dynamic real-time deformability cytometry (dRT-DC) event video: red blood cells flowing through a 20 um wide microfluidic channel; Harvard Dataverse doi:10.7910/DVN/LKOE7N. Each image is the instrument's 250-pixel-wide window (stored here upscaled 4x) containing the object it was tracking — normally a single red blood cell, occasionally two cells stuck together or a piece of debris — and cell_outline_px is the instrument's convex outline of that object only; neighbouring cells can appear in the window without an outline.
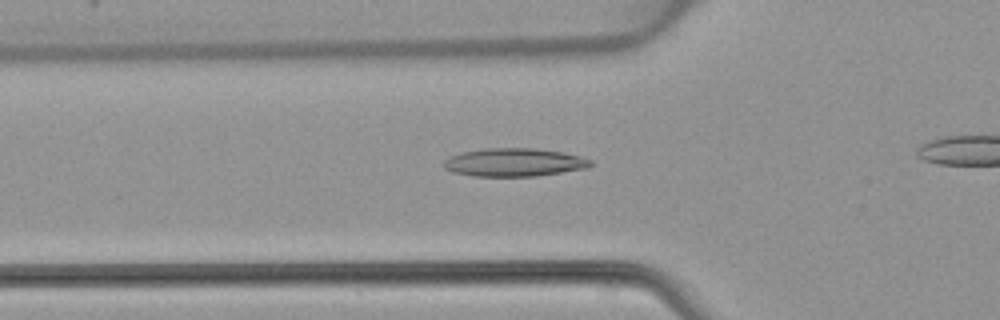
{"species": "common noctule bat (a hibernating species)", "species_latin": "Nyctalus noctula", "temperature_condition": "warm", "stored_images_in_passage": 26, "camera_frame_rate_fps": 3000, "um_per_image_px": 0.085, "animal": {"sex": "female", "body_mass_g": 22.7, "forearm_length_mm": 54.2}, "frame": {"image": 1, "passage_image": 4, "time_ms": 1.0, "image_size_px": [1000, 320], "cell_outline_px": [[592, 164], [588, 168], [536, 176], [472, 176], [452, 172], [444, 168], [444, 160], [452, 156], [464, 152], [484, 148], [532, 148], [564, 152], [580, 156], [592, 160]], "centroid_in_image_um": [43.73, 13.8], "position_along_channel_um": 82.1, "area_um2": 24.1}}
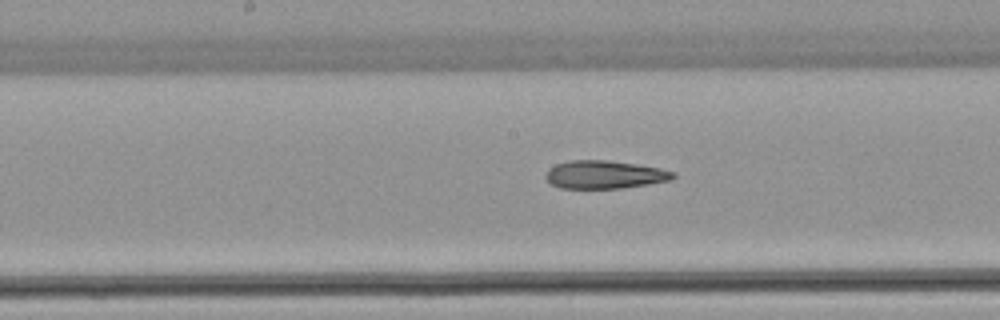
{"frame": {"image": 2, "passage_image": 12, "time_ms": 3.667, "image_size_px": [1000, 320], "cell_outline_px": [[676, 176], [672, 180], [648, 184], [620, 188], [560, 188], [552, 184], [544, 176], [548, 168], [556, 164], [568, 160], [608, 160], [636, 164], [660, 168], [676, 172]], "centroid_in_image_um": [51.39, 14.83], "position_along_channel_um": 196.8, "area_um2": 20.92}}
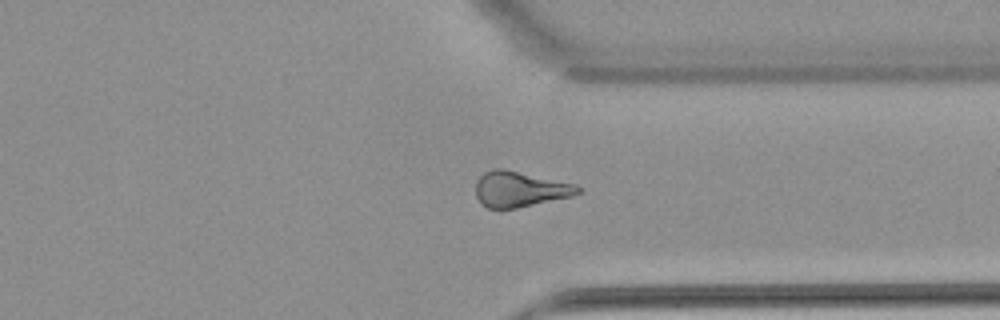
{"frame": {"image": 3, "passage_image": 24, "time_ms": 7.667, "image_size_px": [1000, 320], "cell_outline_px": [[580, 192], [572, 196], [500, 212], [488, 208], [480, 204], [476, 196], [476, 180], [484, 172], [492, 168], [504, 168], [576, 184], [580, 188]], "centroid_in_image_um": [44.13, 16.1], "position_along_channel_um": 367.3, "area_um2": 21.73}}